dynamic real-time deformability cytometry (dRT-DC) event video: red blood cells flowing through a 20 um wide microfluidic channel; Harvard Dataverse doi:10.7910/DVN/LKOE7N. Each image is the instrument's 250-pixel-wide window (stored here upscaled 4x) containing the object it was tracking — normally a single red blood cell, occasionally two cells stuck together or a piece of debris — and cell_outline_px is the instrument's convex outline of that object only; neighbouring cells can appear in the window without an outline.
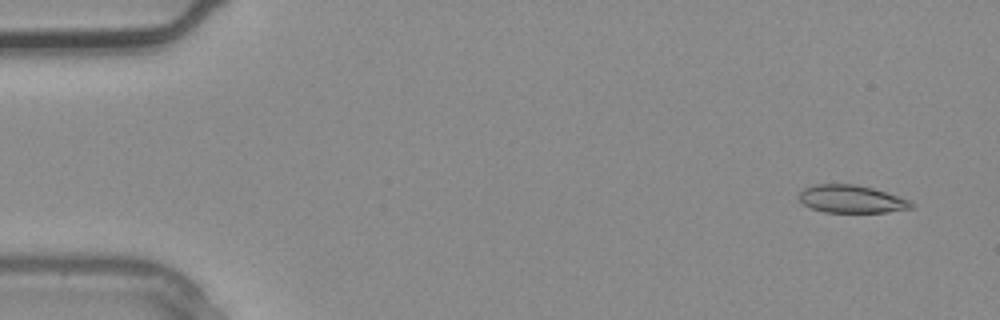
{"species": "common noctule bat (a hibernating species)", "species_latin": "Nyctalus noctula", "temperature_condition": "warm", "stored_images_in_passage": 4, "camera_frame_rate_fps": 3000, "um_per_image_px": 0.085, "animal": {"sex": "male", "body_mass_g": 20.4}, "frame": {"image": 1, "passage_image": 1, "time_ms": 0.0, "image_size_px": [1000, 320], "cell_outline_px": [[916, 208], [888, 212], [824, 212], [812, 208], [804, 204], [796, 196], [804, 188], [812, 184], [856, 184], [872, 188], [912, 200], [916, 204]], "centroid_in_image_um": [72.42, 16.92], "position_along_channel_um": 12.6, "area_um2": 18.44}}
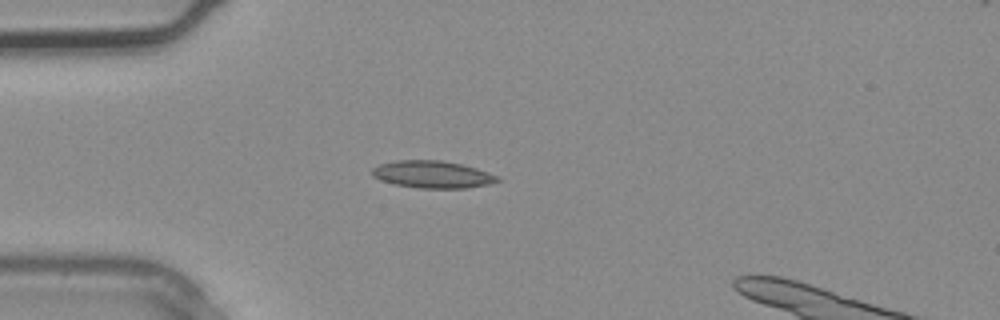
{"frame": {"image": 2, "passage_image": 3, "time_ms": 0.667, "image_size_px": [1000, 320], "cell_outline_px": [[500, 180], [488, 184], [464, 188], [420, 188], [396, 184], [380, 180], [372, 176], [372, 168], [380, 164], [396, 160], [444, 160], [464, 164], [500, 176]], "centroid_in_image_um": [36.77, 14.81], "position_along_channel_um": 48.2, "area_um2": 19.94}}